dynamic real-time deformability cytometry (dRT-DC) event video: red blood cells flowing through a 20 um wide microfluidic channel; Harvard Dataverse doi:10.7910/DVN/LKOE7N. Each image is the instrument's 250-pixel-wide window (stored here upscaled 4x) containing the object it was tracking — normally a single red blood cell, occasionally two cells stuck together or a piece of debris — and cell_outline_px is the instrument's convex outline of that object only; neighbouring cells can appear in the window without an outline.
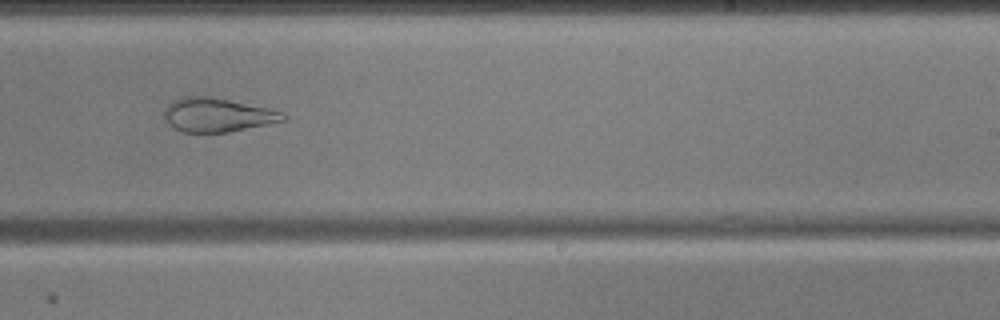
{"species": "common noctule bat (a hibernating species)", "species_latin": "Nyctalus noctula", "temperature_condition": "cold", "stored_images_in_passage": 52, "camera_frame_rate_fps": 3000, "um_per_image_px": 0.085, "animal": {"sex": "male", "body_mass_g": 17.9, "forearm_length_mm": 54.2}, "frame": {"image": 1, "passage_image": 31, "time_ms": 10.0, "image_size_px": [1000, 320], "cell_outline_px": [[288, 116], [284, 120], [268, 124], [228, 132], [184, 132], [168, 124], [164, 120], [164, 108], [172, 100], [180, 96], [208, 96], [268, 108], [280, 112]], "centroid_in_image_um": [18.42, 9.76], "position_along_channel_um": 270.6, "area_um2": 23.35}}
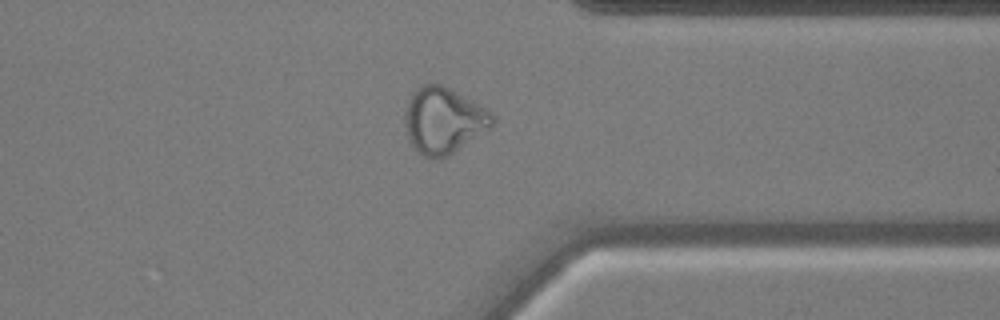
{"frame": {"image": 2, "passage_image": 40, "time_ms": 13.0, "image_size_px": [1000, 320], "cell_outline_px": [[492, 124], [448, 156], [436, 160], [424, 156], [412, 148], [408, 136], [404, 120], [404, 112], [412, 92], [420, 84], [440, 84], [488, 108], [492, 112]], "centroid_in_image_um": [37.64, 10.23], "position_along_channel_um": 373.8, "area_um2": 33.29}}
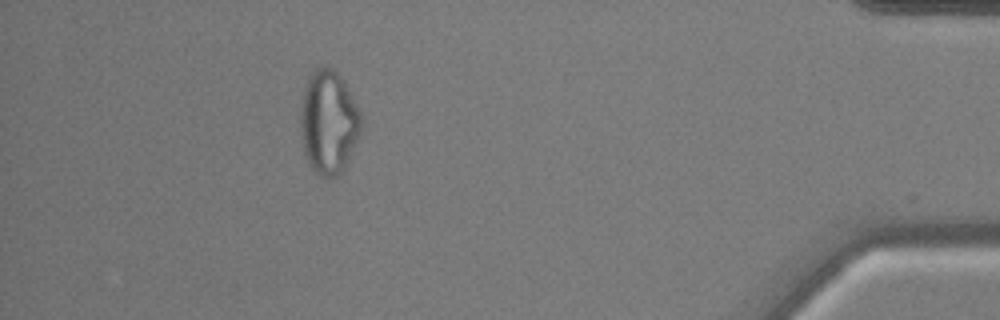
{"frame": {"image": 3, "passage_image": 47, "time_ms": 15.333, "image_size_px": [1000, 320], "cell_outline_px": [[364, 120], [360, 132], [348, 160], [344, 168], [336, 176], [328, 180], [324, 180], [308, 164], [304, 156], [300, 132], [300, 112], [304, 88], [308, 76], [316, 68], [332, 68], [344, 80]], "centroid_in_image_um": [27.91, 10.42], "position_along_channel_um": 407.3, "area_um2": 36.99}}